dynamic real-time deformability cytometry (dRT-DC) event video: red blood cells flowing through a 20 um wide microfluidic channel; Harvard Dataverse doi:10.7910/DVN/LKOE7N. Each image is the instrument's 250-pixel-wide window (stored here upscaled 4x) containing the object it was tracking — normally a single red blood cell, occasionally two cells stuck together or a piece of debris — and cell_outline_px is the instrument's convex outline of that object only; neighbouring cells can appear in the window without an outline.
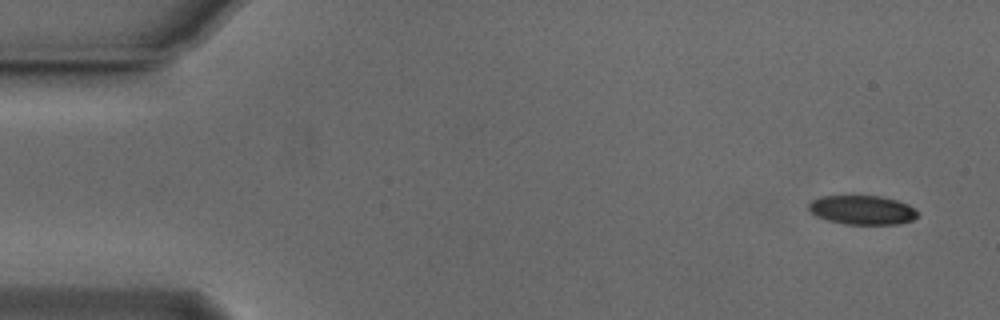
{"species": "Egyptian fruit bat (a non-hibernating species)", "species_latin": "Rousettus aegyptiacus", "temperature_condition": "cold", "stored_images_in_passage": 52, "camera_frame_rate_fps": 3000, "um_per_image_px": 0.085, "animal": {"sex": "male"}, "frame": {"image": 1, "passage_image": 1, "time_ms": 0.0, "image_size_px": [1000, 320], "cell_outline_px": [[920, 212], [912, 220], [896, 224], [844, 224], [828, 220], [816, 216], [808, 208], [808, 204], [812, 200], [820, 196], [880, 196], [896, 200], [908, 204]], "centroid_in_image_um": [73.29, 17.84], "position_along_channel_um": 11.7, "area_um2": 18.44}}
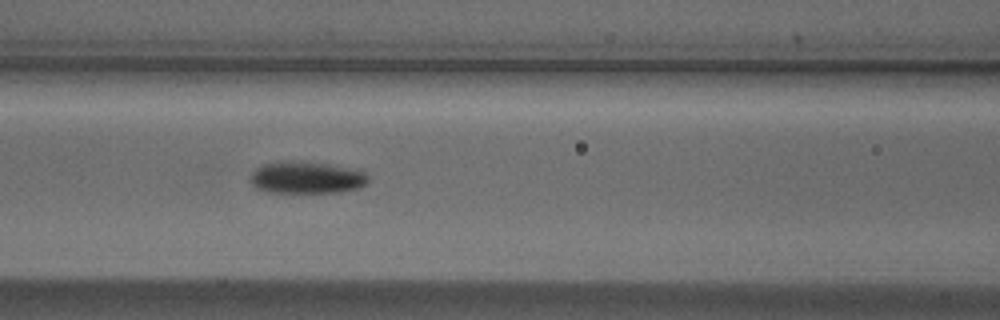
{"frame": {"image": 2, "passage_image": 21, "time_ms": 6.667, "image_size_px": [1000, 320], "cell_outline_px": [[368, 184], [360, 188], [340, 192], [272, 192], [256, 188], [252, 184], [252, 172], [256, 168], [264, 164], [284, 160], [300, 160], [356, 168], [364, 172], [368, 176]], "centroid_in_image_um": [26.12, 15.07], "position_along_channel_um": 140.5, "area_um2": 22.25}}
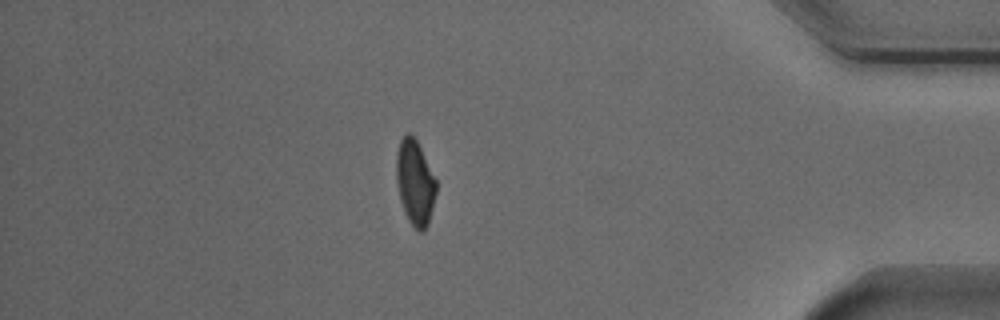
{"frame": {"image": 3, "passage_image": 45, "time_ms": 14.667, "image_size_px": [1000, 320], "cell_outline_px": [[436, 192], [428, 224], [424, 232], [420, 232], [408, 220], [400, 200], [396, 180], [396, 156], [400, 140], [408, 132], [412, 132], [436, 180]], "centroid_in_image_um": [35.26, 15.51], "position_along_channel_um": 399.9, "area_um2": 19.54}, "authors_computed_cell_mechanics": {"area_um2": 20.4612, "velocity_mm_per_s": 3.757, "shape_relaxation_time_tau1_ms": 3.5192, "shape_relaxation_time_tau2_ms": 9.3162, "deformation_change_tau1": 0.1181, "deformation_change_tau2": 0.1443}}